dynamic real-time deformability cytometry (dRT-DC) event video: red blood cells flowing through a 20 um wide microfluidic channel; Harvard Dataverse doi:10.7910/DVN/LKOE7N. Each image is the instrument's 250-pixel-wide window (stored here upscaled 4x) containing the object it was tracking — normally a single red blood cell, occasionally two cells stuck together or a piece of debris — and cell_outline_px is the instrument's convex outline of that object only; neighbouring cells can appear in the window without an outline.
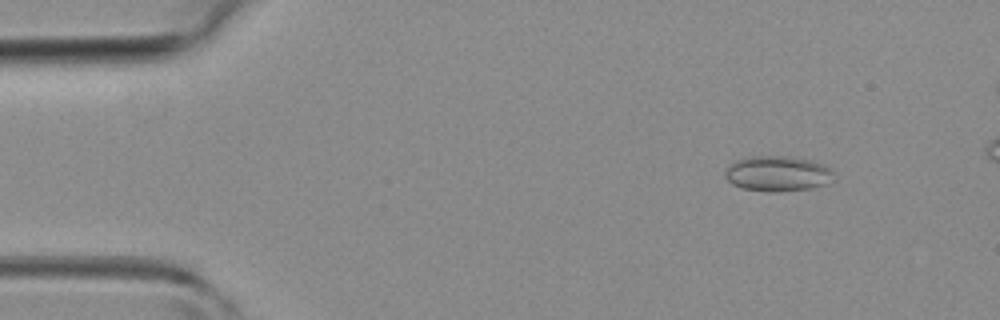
{"species": "common noctule bat (a hibernating species)", "species_latin": "Nyctalus noctula", "temperature_condition": "room temperature", "stored_images_in_passage": 12, "camera_frame_rate_fps": 3000, "um_per_image_px": 0.085, "animal": {"sex": "female", "body_mass_g": 19.3, "forearm_length_mm": 54.1}, "frame": {"image": 1, "passage_image": 1, "time_ms": 0.0, "image_size_px": [1000, 320], "cell_outline_px": [[836, 172], [828, 184], [812, 188], [780, 192], [768, 192], [744, 188], [732, 184], [724, 176], [724, 172], [736, 160], [752, 156], [788, 156], [812, 160], [824, 164], [832, 168]], "centroid_in_image_um": [66.16, 14.76], "position_along_channel_um": 18.8, "area_um2": 22.66}}
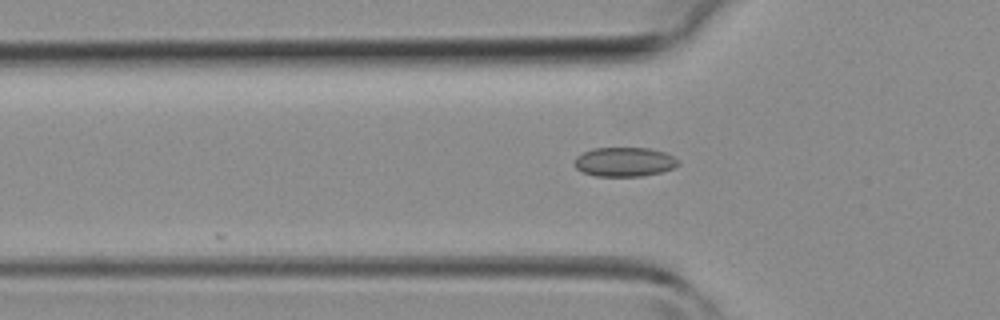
{"frame": {"image": 2, "passage_image": 10, "time_ms": 3.0, "image_size_px": [1000, 320], "cell_outline_px": [[680, 164], [672, 168], [660, 172], [640, 176], [596, 176], [580, 172], [572, 164], [576, 156], [592, 148], [648, 148], [664, 152], [680, 160]], "centroid_in_image_um": [53.03, 13.76], "position_along_channel_um": 72.8, "area_um2": 17.8}}
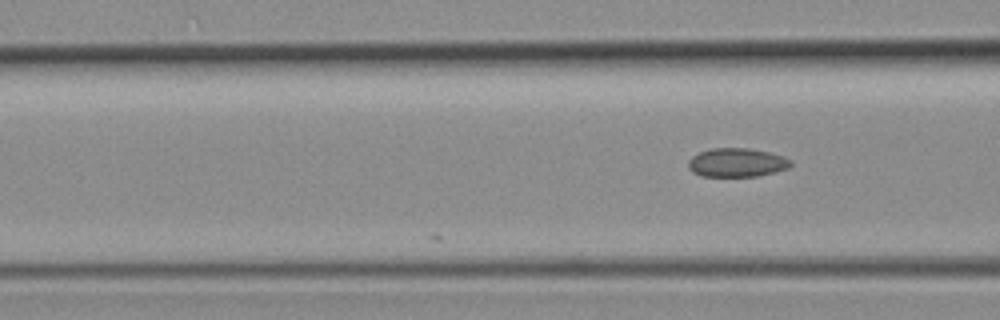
{"frame": {"image": 3, "passage_image": 12, "time_ms": 3.667, "image_size_px": [1000, 320], "cell_outline_px": [[792, 164], [788, 168], [776, 172], [756, 176], [700, 176], [692, 172], [688, 168], [688, 160], [692, 156], [700, 152], [712, 148], [748, 148], [768, 152], [784, 156], [792, 160]], "centroid_in_image_um": [62.63, 13.82], "position_along_channel_um": 104.0, "area_um2": 17.28}}